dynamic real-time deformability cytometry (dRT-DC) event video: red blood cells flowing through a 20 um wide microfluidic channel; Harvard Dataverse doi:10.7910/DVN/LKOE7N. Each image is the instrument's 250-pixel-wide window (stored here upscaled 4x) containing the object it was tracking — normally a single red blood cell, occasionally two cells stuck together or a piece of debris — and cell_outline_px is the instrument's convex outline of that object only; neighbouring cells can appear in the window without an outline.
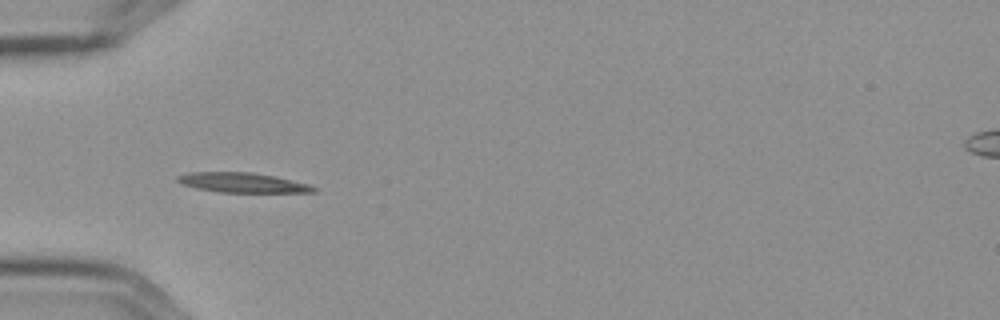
{"species": "Egyptian fruit bat (a non-hibernating species)", "species_latin": "Rousettus aegyptiacus", "temperature_condition": "cold", "stored_images_in_passage": 4, "camera_frame_rate_fps": 3000, "um_per_image_px": 0.085, "frame": {"image": 1, "passage_image": 3, "time_ms": 0.667, "image_size_px": [1000, 320], "cell_outline_px": [[316, 192], [220, 192], [196, 188], [180, 184], [176, 180], [176, 176], [192, 172], [252, 172], [276, 176], [308, 184], [316, 188]], "centroid_in_image_um": [20.58, 15.52], "position_along_channel_um": 64.4, "area_um2": 15.66}}
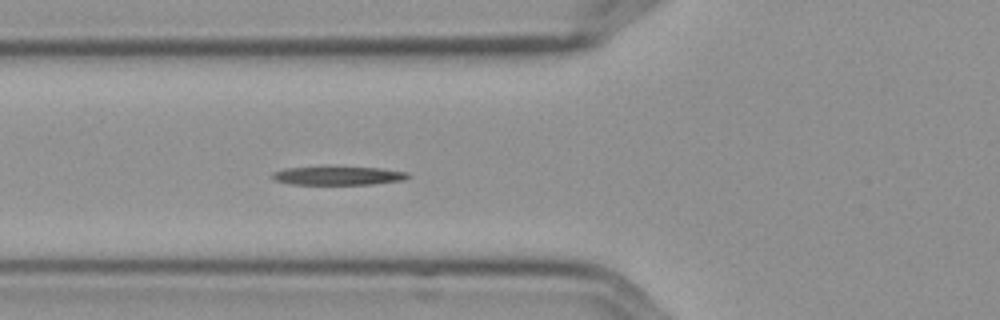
{"frame": {"image": 2, "passage_image": 4, "time_ms": 1.0, "image_size_px": [1000, 320], "cell_outline_px": [[412, 176], [404, 180], [372, 184], [292, 184], [272, 180], [272, 172], [284, 168], [320, 164], [324, 164], [384, 168], [408, 172]], "centroid_in_image_um": [28.71, 14.87], "position_along_channel_um": 97.1, "area_um2": 15.9}}